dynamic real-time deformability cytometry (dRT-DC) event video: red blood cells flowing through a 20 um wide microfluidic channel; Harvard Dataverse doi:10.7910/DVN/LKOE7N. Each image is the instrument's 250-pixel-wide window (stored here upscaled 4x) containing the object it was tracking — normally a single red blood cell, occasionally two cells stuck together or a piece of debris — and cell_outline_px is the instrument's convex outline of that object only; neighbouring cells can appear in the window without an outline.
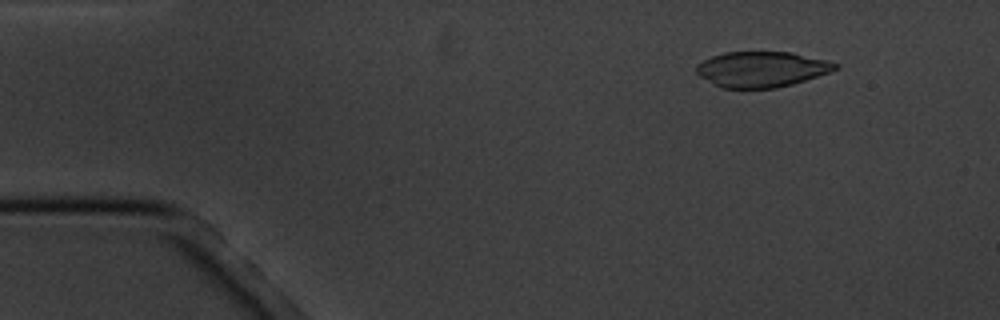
{"species": "common noctule bat (a hibernating species)", "species_latin": "Nyctalus noctula", "temperature_condition": "cold", "stored_images_in_passage": 11, "camera_frame_rate_fps": 3000, "um_per_image_px": 0.085, "animal": {"sex": "male", "body_mass_g": 20.1, "forearm_length_mm": 53.5}, "frame": {"image": 1, "passage_image": 2, "time_ms": 1.0, "image_size_px": [1000, 320], "cell_outline_px": [[840, 68], [792, 84], [776, 88], [720, 88], [700, 76], [696, 72], [696, 64], [712, 56], [724, 52], [792, 52], [840, 64]], "centroid_in_image_um": [64.71, 5.88], "position_along_channel_um": 20.3, "area_um2": 28.61}}